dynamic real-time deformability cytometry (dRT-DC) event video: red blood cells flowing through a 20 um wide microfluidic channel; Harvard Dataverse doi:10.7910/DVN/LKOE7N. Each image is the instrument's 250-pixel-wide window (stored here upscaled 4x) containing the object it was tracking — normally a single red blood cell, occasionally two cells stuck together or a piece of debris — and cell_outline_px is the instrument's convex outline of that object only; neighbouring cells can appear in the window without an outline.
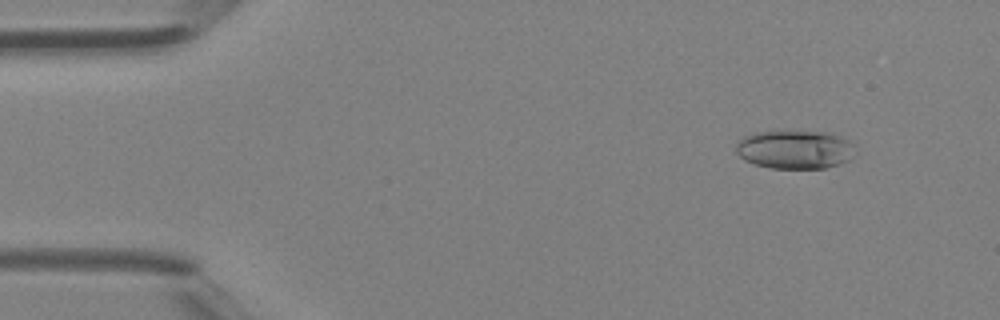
{"species": "Egyptian fruit bat (a non-hibernating species)", "species_latin": "Rousettus aegyptiacus", "temperature_condition": "room temperature", "stored_images_in_passage": 47, "camera_frame_rate_fps": 3000, "um_per_image_px": 0.085, "animal": {"sex": "female"}, "frame": {"image": 1, "passage_image": 5, "time_ms": 1.333, "image_size_px": [1000, 320], "cell_outline_px": [[856, 152], [848, 160], [840, 164], [824, 168], [768, 168], [744, 160], [736, 152], [736, 144], [744, 136], [752, 132], [828, 132], [848, 140], [852, 144]], "centroid_in_image_um": [67.56, 12.72], "position_along_channel_um": 17.4, "area_um2": 26.65}}
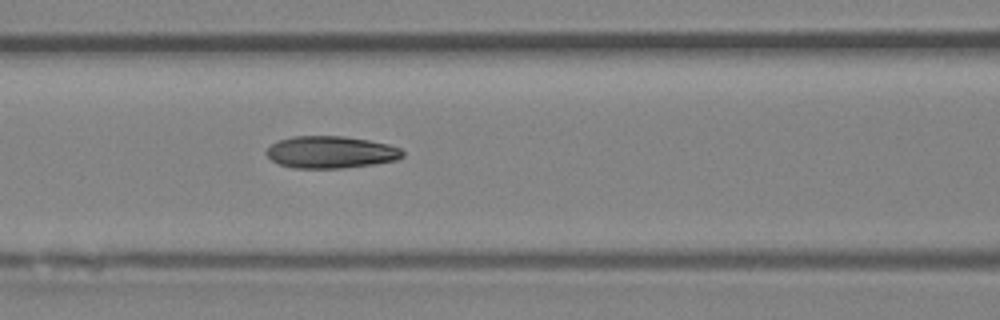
{"frame": {"image": 2, "passage_image": 20, "time_ms": 6.333, "image_size_px": [1000, 320], "cell_outline_px": [[404, 156], [396, 160], [372, 164], [340, 168], [296, 168], [280, 164], [272, 160], [264, 152], [276, 140], [292, 136], [344, 136], [368, 140], [388, 144], [400, 148], [404, 152]], "centroid_in_image_um": [28.1, 12.92], "position_along_channel_um": 138.5, "area_um2": 25.43}}
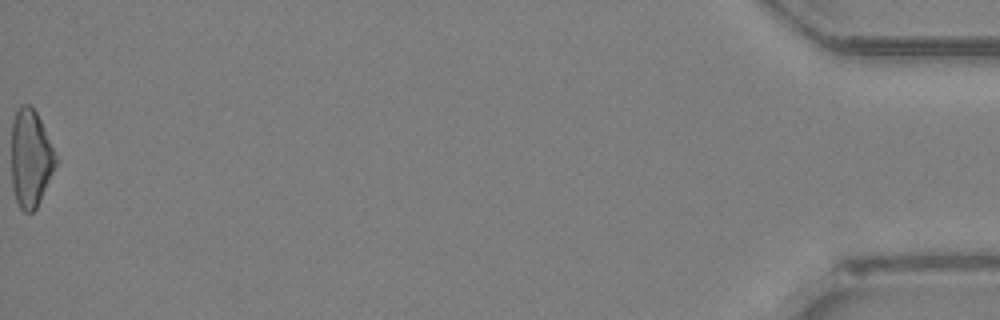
{"frame": {"image": 3, "passage_image": 47, "time_ms": 15.333, "image_size_px": [1000, 320], "cell_outline_px": [[56, 164], [40, 200], [36, 208], [32, 212], [24, 212], [20, 208], [16, 200], [12, 188], [12, 120], [16, 108], [20, 104], [28, 104], [36, 112], [40, 120], [56, 156]], "centroid_in_image_um": [2.57, 13.44], "position_along_channel_um": 432.6, "area_um2": 24.91}, "authors_computed_cell_mechanics": {"area_um2": 25.4898, "velocity_mm_per_s": 4.4429, "shape_relaxation_time_tau1_ms": 8.7981, "shape_relaxation_time_tau2_ms": 2.8178, "deformation_change_tau1": 0.215, "deformation_change_tau2": 0.1153}}